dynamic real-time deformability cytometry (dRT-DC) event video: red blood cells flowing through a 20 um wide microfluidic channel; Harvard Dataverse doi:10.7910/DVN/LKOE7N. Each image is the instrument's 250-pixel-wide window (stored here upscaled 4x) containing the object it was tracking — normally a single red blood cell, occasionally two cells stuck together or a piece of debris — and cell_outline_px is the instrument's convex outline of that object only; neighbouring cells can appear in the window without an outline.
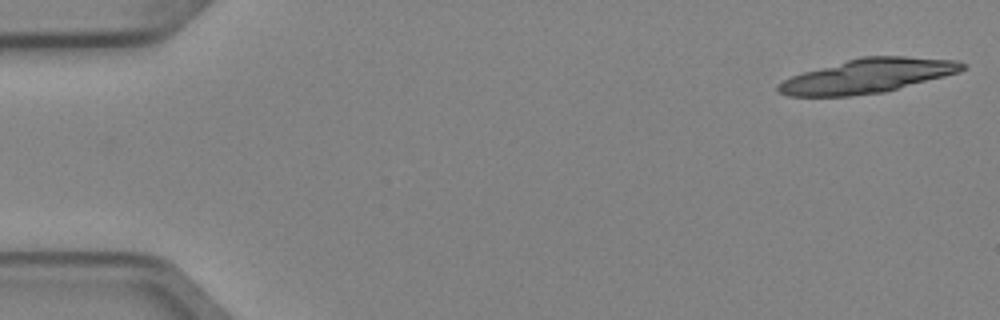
{"species": "Egyptian fruit bat (a non-hibernating species)", "species_latin": "Rousettus aegyptiacus", "temperature_condition": "cold", "stored_images_in_passage": 4, "camera_frame_rate_fps": 3000, "um_per_image_px": 0.085, "animal": {"sex": "female"}, "frame": {"image": 1, "passage_image": 1, "time_ms": 0.0, "image_size_px": [1000, 320], "cell_outline_px": [[968, 64], [960, 72], [884, 92], [848, 96], [788, 96], [776, 92], [776, 84], [792, 76], [804, 72], [860, 56], [904, 56], [956, 60]], "centroid_in_image_um": [73.74, 6.45], "position_along_channel_um": 11.3, "area_um2": 36.65}}